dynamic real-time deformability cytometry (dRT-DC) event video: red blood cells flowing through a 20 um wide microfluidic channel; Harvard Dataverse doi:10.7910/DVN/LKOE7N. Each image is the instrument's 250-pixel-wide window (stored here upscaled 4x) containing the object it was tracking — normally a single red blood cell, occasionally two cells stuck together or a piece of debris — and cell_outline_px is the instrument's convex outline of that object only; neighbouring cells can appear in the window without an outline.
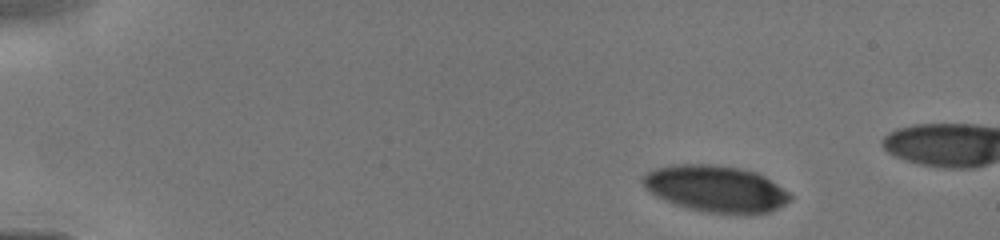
{"species": "human", "species_latin": "Homo sapiens", "temperature_condition": "cold", "stored_images_in_passage": 4, "camera_frame_rate_fps": 3000, "um_per_image_px": 0.085, "donor": {"sex": "male"}, "frame": {"image": 1, "passage_image": 1, "time_ms": 0.0, "image_size_px": [1000, 240], "cell_outline_px": [[792, 200], [768, 212], [748, 216], [744, 216], [708, 212], [688, 208], [664, 200], [656, 196], [640, 180], [648, 172], [656, 168], [676, 164], [708, 164], [740, 168], [756, 172], [764, 176], [788, 192], [792, 196]], "centroid_in_image_um": [60.88, 16.06], "position_along_channel_um": 24.1, "area_um2": 39.94}}